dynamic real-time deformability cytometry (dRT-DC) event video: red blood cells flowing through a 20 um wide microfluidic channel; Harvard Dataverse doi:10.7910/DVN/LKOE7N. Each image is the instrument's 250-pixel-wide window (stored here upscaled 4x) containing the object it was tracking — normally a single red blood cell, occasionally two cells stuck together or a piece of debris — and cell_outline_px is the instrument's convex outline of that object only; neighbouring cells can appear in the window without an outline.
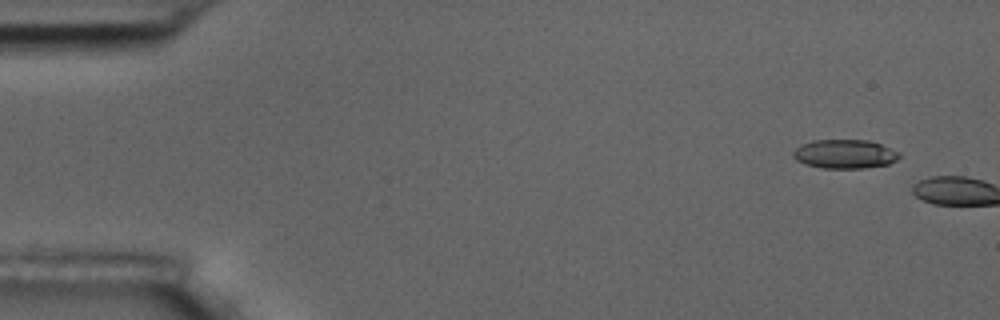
{"species": "common noctule bat (a hibernating species)", "species_latin": "Nyctalus noctula", "temperature_condition": "room temperature", "stored_images_in_passage": 2, "camera_frame_rate_fps": 3000, "um_per_image_px": 0.085, "animal": {"sex": "male", "body_mass_g": 17.5, "forearm_length_mm": 52.3}, "frame": {"image": 1, "passage_image": 1, "time_ms": 0.0, "image_size_px": [1000, 320], "cell_outline_px": [[900, 156], [896, 160], [888, 164], [864, 168], [820, 168], [804, 164], [796, 160], [792, 156], [792, 152], [800, 144], [812, 140], [868, 140], [880, 144], [900, 152]], "centroid_in_image_um": [71.77, 13.09], "position_along_channel_um": 13.2, "area_um2": 18.03}}